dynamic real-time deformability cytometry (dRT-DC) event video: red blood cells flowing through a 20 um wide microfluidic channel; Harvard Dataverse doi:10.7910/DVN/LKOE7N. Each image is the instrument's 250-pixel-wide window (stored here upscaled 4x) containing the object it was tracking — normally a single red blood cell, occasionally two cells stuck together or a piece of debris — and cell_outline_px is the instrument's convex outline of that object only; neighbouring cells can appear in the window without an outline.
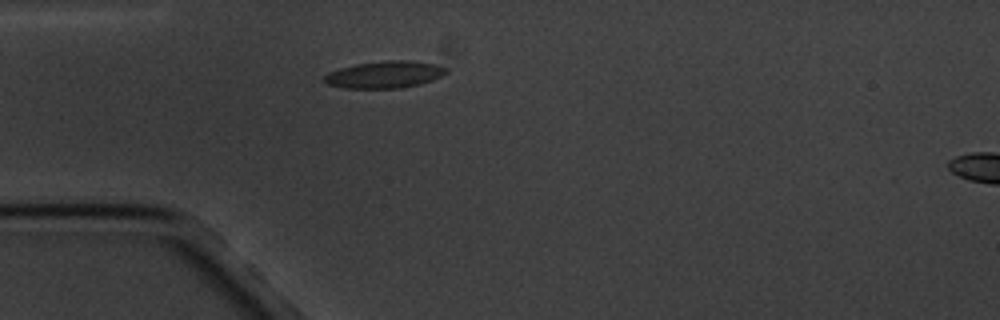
{"species": "common noctule bat (a hibernating species)", "species_latin": "Nyctalus noctula", "temperature_condition": "cold", "stored_images_in_passage": 5, "camera_frame_rate_fps": 3000, "um_per_image_px": 0.085, "animal": {"sex": "male", "body_mass_g": 20.1, "forearm_length_mm": 53.5}, "frame": {"image": 1, "passage_image": 4, "time_ms": 3.667, "image_size_px": [1000, 320], "cell_outline_px": [[448, 72], [432, 80], [420, 84], [400, 88], [344, 88], [328, 84], [324, 80], [324, 76], [328, 72], [340, 68], [356, 64], [384, 60], [408, 60], [436, 64], [448, 68]], "centroid_in_image_um": [32.71, 6.33], "position_along_channel_um": 52.3, "area_um2": 19.19}}